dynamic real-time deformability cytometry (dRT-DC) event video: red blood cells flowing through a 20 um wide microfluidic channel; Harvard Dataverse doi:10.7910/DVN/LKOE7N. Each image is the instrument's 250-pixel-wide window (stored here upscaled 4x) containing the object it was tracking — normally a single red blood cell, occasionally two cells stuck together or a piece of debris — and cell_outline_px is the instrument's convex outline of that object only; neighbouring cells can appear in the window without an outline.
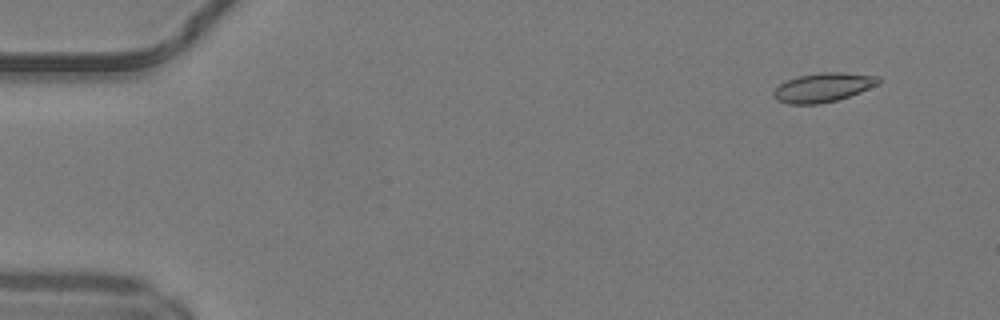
{"species": "common noctule bat (a hibernating species)", "species_latin": "Nyctalus noctula", "temperature_condition": "warm", "stored_images_in_passage": 50, "camera_frame_rate_fps": 3000, "um_per_image_px": 0.085, "animal": {"sex": "male", "body_mass_g": 19.2, "forearm_length_mm": 51.8}, "frame": {"image": 1, "passage_image": 5, "time_ms": 1.333, "image_size_px": [1000, 320], "cell_outline_px": [[880, 84], [860, 92], [836, 100], [820, 104], [788, 104], [776, 100], [772, 96], [772, 92], [780, 84], [796, 76], [820, 72], [840, 72], [880, 76]], "centroid_in_image_um": [69.95, 7.43], "position_along_channel_um": 15.0, "area_um2": 17.92}}
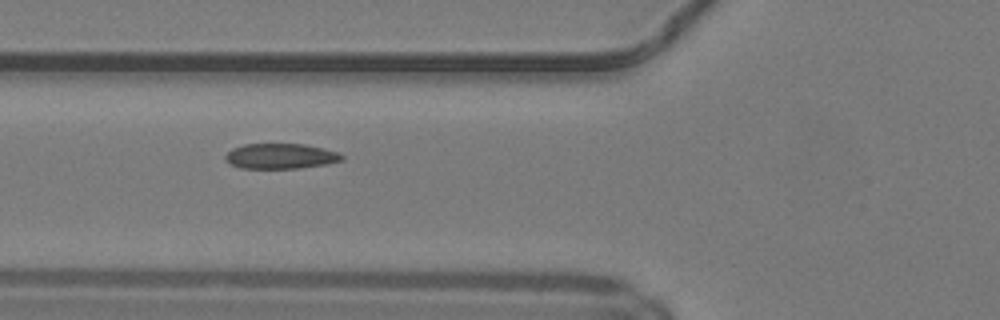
{"frame": {"image": 2, "passage_image": 20, "time_ms": 6.333, "image_size_px": [1000, 320], "cell_outline_px": [[344, 160], [324, 164], [300, 168], [240, 168], [228, 164], [224, 160], [224, 156], [232, 148], [244, 144], [304, 144], [324, 148], [340, 152], [344, 156]], "centroid_in_image_um": [23.84, 13.27], "position_along_channel_um": 102.0, "area_um2": 17.34}}
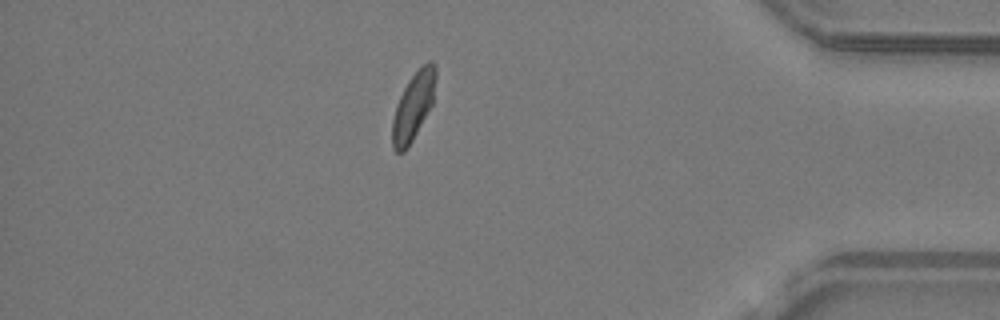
{"frame": {"image": 3, "passage_image": 44, "time_ms": 14.333, "image_size_px": [1000, 320], "cell_outline_px": [[436, 76], [432, 104], [412, 140], [404, 152], [396, 152], [392, 148], [392, 120], [396, 104], [408, 80], [428, 60], [432, 60], [436, 64]], "centroid_in_image_um": [35.12, 9.01], "position_along_channel_um": 400.1, "area_um2": 16.94}, "authors_computed_cell_mechanics": {"area_um2": 17.3689, "velocity_mm_per_s": 4.1911, "shape_relaxation_time_tau1_ms": 6.6931, "shape_relaxation_time_tau2_ms": 1.179, "deformation_change_tau1": 0.1527, "deformation_change_tau2": 0.0596}}